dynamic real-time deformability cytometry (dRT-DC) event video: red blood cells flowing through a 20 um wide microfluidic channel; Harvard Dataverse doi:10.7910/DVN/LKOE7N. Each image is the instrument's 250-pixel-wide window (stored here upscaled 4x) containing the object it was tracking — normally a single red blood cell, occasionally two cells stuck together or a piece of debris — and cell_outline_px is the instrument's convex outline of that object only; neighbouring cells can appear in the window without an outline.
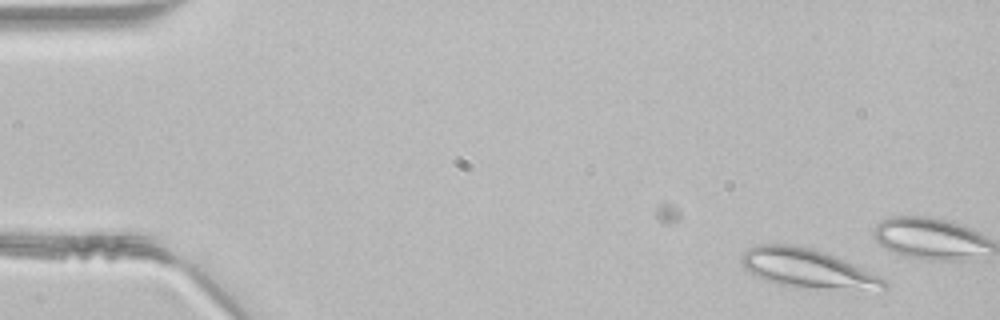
{"species": "common noctule bat (a hibernating species)", "species_latin": "Nyctalus noctula", "temperature_condition": "room temperature", "stored_images_in_passage": 10, "camera_frame_rate_fps": 3000, "um_per_image_px": 0.085, "animal": {"sex": "male", "body_mass_g": 21.5, "forearm_length_mm": 52.0}, "frame": {"image": 1, "passage_image": 2, "time_ms": 0.333, "image_size_px": [1000, 320], "cell_outline_px": [[888, 288], [884, 292], [796, 288], [780, 284], [768, 280], [744, 268], [740, 264], [740, 256], [748, 248], [756, 244], [792, 244], [824, 252], [880, 276], [888, 280]], "centroid_in_image_um": [68.74, 22.87], "position_along_channel_um": 16.3, "area_um2": 33.0}}